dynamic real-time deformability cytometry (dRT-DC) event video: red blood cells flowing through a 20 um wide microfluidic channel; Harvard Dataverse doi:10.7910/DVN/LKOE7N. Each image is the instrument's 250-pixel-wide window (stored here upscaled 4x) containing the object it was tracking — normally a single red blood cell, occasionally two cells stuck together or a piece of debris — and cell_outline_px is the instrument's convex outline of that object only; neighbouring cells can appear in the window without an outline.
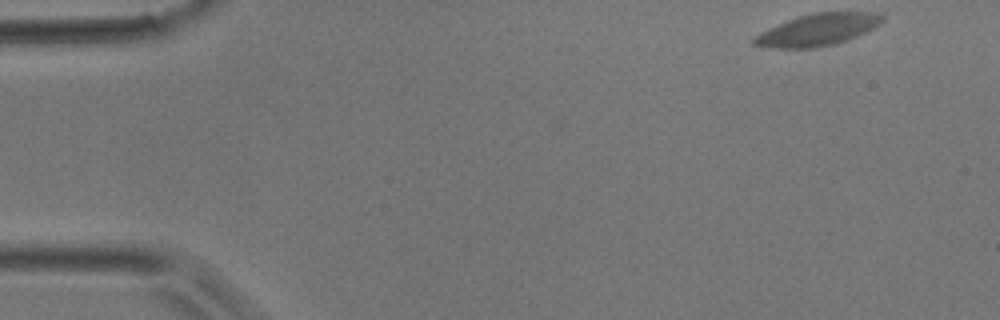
{"species": "common noctule bat (a hibernating species)", "species_latin": "Nyctalus noctula", "temperature_condition": "room temperature", "stored_images_in_passage": 5, "camera_frame_rate_fps": 3000, "um_per_image_px": 0.085, "animal": {"sex": "male", "body_mass_g": 17.9}, "frame": {"image": 1, "passage_image": 1, "time_ms": 0.0, "image_size_px": [1000, 320], "cell_outline_px": [[884, 20], [880, 24], [868, 32], [848, 40], [836, 44], [816, 48], [772, 48], [752, 44], [752, 40], [760, 32], [768, 28], [788, 20], [800, 16], [816, 12], [872, 12], [884, 16]], "centroid_in_image_um": [69.54, 2.54], "position_along_channel_um": 15.5, "area_um2": 23.93}}